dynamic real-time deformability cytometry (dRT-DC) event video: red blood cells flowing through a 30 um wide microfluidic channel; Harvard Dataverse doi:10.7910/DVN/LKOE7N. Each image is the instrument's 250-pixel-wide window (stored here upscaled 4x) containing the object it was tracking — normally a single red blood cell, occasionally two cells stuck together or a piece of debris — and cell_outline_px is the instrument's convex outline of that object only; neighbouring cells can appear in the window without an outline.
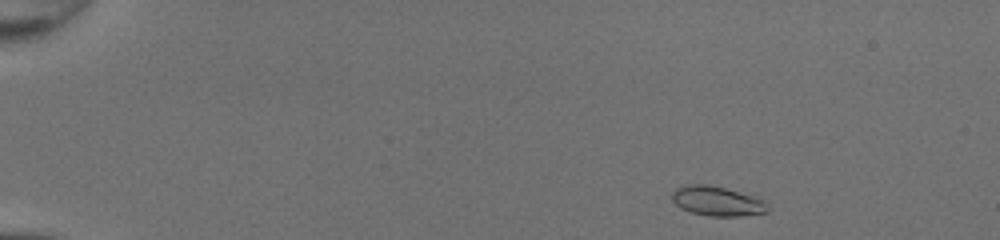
{"species": "common noctule bat (a hibernating species)", "species_latin": "Nyctalus noctula", "temperature_condition": "room temperature", "stored_images_in_passage": 43, "camera_frame_rate_fps": 3000, "um_per_image_px": 0.085, "animal": {"sex": "female", "body_mass_g": 20.0, "forearm_length_mm": 54.0}, "frame": {"image": 1, "passage_image": 1, "time_ms": 0.0, "image_size_px": [1000, 240], "cell_outline_px": [[768, 212], [740, 216], [708, 216], [692, 212], [680, 208], [672, 200], [672, 192], [676, 188], [684, 184], [708, 184], [724, 188], [752, 196], [764, 200], [768, 208]], "centroid_in_image_um": [60.92, 17.09], "position_along_channel_um": 24.1, "area_um2": 16.42}}
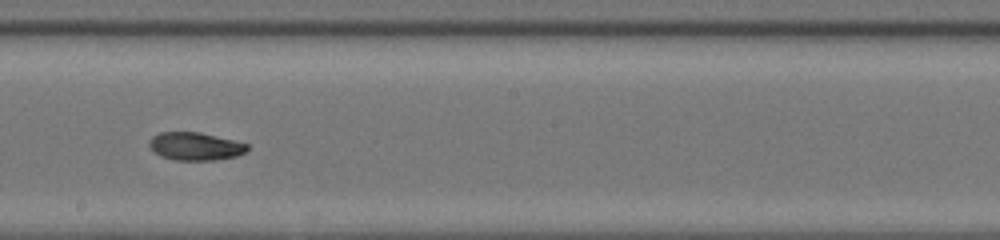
{"frame": {"image": 2, "passage_image": 24, "time_ms": 7.667, "image_size_px": [1000, 240], "cell_outline_px": [[248, 148], [244, 152], [236, 156], [216, 160], [176, 160], [160, 156], [148, 144], [148, 140], [152, 136], [160, 132], [200, 132], [236, 140], [248, 144]], "centroid_in_image_um": [16.6, 12.42], "position_along_channel_um": 231.6, "area_um2": 16.01}}
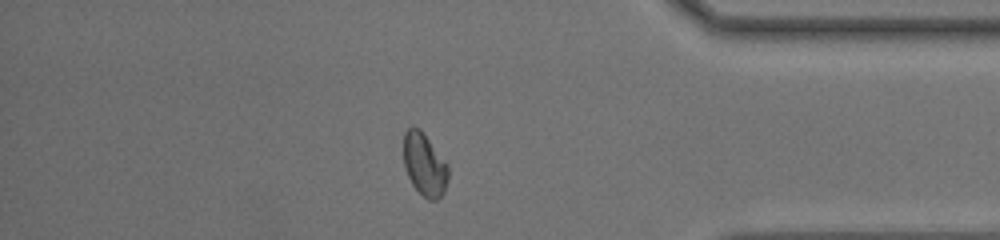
{"frame": {"image": 3, "passage_image": 37, "time_ms": 12.0, "image_size_px": [1000, 240], "cell_outline_px": [[448, 180], [444, 192], [436, 200], [428, 200], [412, 184], [404, 168], [404, 132], [412, 124], [420, 128], [448, 164]], "centroid_in_image_um": [36.08, 13.95], "position_along_channel_um": 399.1, "area_um2": 16.42}, "authors_computed_cell_mechanics": {"area_um2": 16.4152, "velocity_mm_per_s": 4.3193, "shape_relaxation_time_tau1_ms": 4.6397, "shape_relaxation_time_tau2_ms": 4.3735, "deformation_change_tau1": 0.1553, "deformation_change_tau2": 0.0999}}